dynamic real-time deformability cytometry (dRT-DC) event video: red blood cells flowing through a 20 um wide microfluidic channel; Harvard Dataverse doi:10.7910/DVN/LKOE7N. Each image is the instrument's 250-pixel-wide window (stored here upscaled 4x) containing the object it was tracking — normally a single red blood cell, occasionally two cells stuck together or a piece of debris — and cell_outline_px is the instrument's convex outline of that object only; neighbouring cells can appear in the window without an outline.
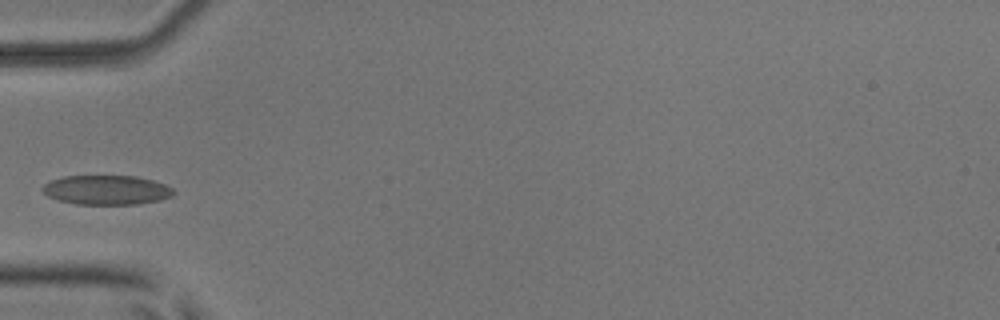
{"species": "common noctule bat (a hibernating species)", "species_latin": "Nyctalus noctula", "temperature_condition": "room temperature", "stored_images_in_passage": 2, "camera_frame_rate_fps": 3000, "um_per_image_px": 0.085, "animal": {"sex": "male", "body_mass_g": 17.9, "forearm_length_mm": 54.2}, "frame": {"image": 1, "passage_image": 1, "time_ms": 0.0, "image_size_px": [1000, 320], "cell_outline_px": [[176, 192], [172, 196], [160, 200], [140, 204], [76, 204], [60, 200], [48, 196], [40, 188], [48, 180], [64, 176], [136, 176], [152, 180], [164, 184], [172, 188]], "centroid_in_image_um": [9.05, 16.14], "position_along_channel_um": 75.9, "area_um2": 22.54}}
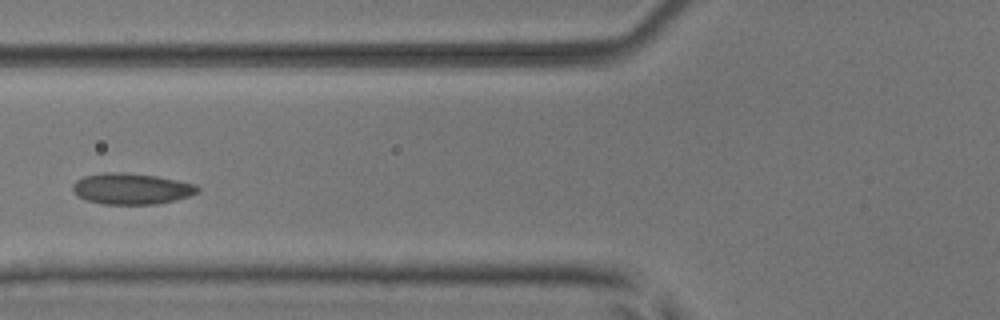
{"frame": {"image": 2, "passage_image": 2, "time_ms": 0.333, "image_size_px": [1000, 320], "cell_outline_px": [[200, 192], [188, 196], [156, 204], [104, 204], [88, 200], [76, 196], [72, 188], [72, 184], [76, 180], [84, 176], [104, 172], [120, 172], [156, 176], [196, 184], [200, 188]], "centroid_in_image_um": [11.15, 16.04], "position_along_channel_um": 114.6, "area_um2": 22.54}}